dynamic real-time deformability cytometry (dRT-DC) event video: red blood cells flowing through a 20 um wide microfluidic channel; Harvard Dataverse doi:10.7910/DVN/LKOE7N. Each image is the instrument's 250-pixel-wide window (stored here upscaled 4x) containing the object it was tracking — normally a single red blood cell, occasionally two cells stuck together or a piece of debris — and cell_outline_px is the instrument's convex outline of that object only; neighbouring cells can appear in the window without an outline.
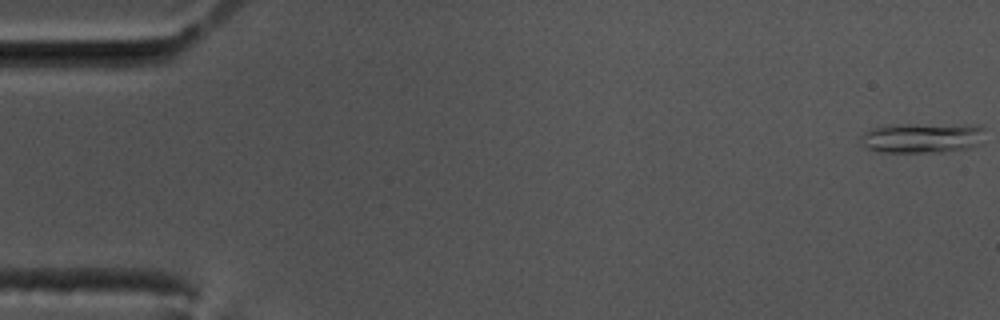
{"species": "common noctule bat (a hibernating species)", "species_latin": "Nyctalus noctula", "temperature_condition": "cold", "stored_images_in_passage": 58, "camera_frame_rate_fps": 3000, "um_per_image_px": 0.085, "animal": {"sex": "male", "body_mass_g": 17.5, "forearm_length_mm": 52.3}, "frame": {"image": 1, "passage_image": 1, "time_ms": 0.0, "image_size_px": [1000, 320], "cell_outline_px": [[984, 128], [976, 144], [968, 148], [944, 152], [880, 152], [868, 148], [860, 140], [860, 136], [864, 132], [872, 128], [892, 124], [976, 124]], "centroid_in_image_um": [78.34, 11.7], "position_along_channel_um": 6.7, "area_um2": 21.79}}
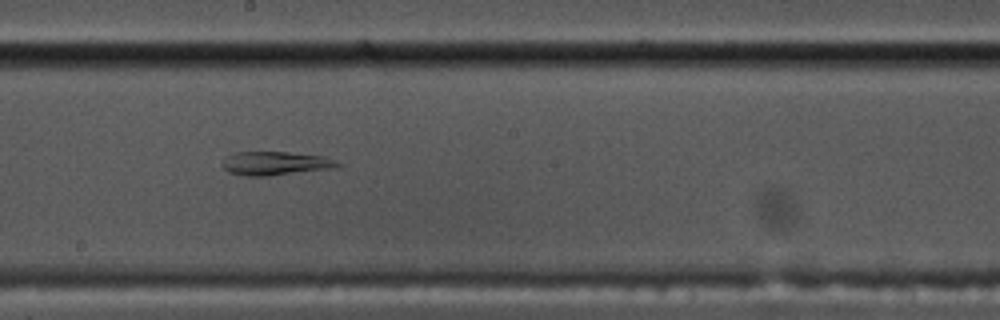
{"frame": {"image": 2, "passage_image": 32, "time_ms": 10.333, "image_size_px": [1000, 320], "cell_outline_px": [[340, 164], [332, 168], [268, 176], [244, 176], [228, 172], [224, 168], [224, 156], [232, 152], [288, 152], [324, 156]], "centroid_in_image_um": [23.32, 13.88], "position_along_channel_um": 224.9, "area_um2": 15.72}}
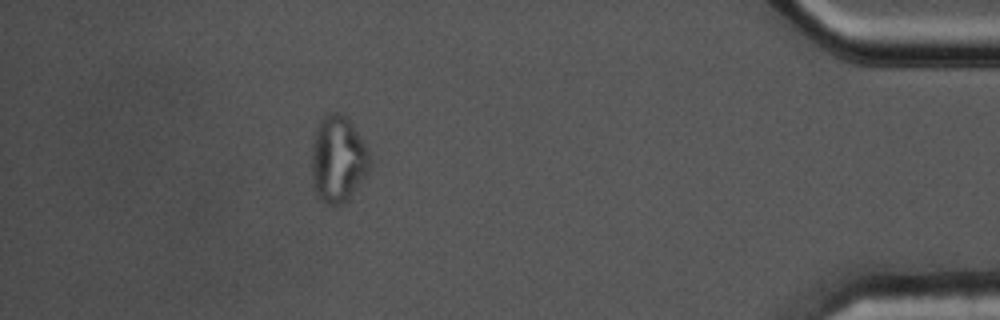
{"frame": {"image": 3, "passage_image": 52, "time_ms": 17.0, "image_size_px": [1000, 320], "cell_outline_px": [[372, 164], [364, 180], [348, 200], [340, 204], [328, 204], [320, 200], [316, 196], [312, 176], [312, 144], [316, 128], [320, 120], [328, 112], [336, 112], [348, 116], [368, 148]], "centroid_in_image_um": [28.75, 13.52], "position_along_channel_um": 406.4, "area_um2": 29.88}, "authors_computed_cell_mechanics": {"area_um2": 19.1029, "velocity_mm_per_s": 3.4875, "shape_relaxation_time_tau1_ms": null, "shape_relaxation_time_tau2_ms": 6.1979, "deformation_change_tau1": null, "deformation_change_tau2": 0.1498}}